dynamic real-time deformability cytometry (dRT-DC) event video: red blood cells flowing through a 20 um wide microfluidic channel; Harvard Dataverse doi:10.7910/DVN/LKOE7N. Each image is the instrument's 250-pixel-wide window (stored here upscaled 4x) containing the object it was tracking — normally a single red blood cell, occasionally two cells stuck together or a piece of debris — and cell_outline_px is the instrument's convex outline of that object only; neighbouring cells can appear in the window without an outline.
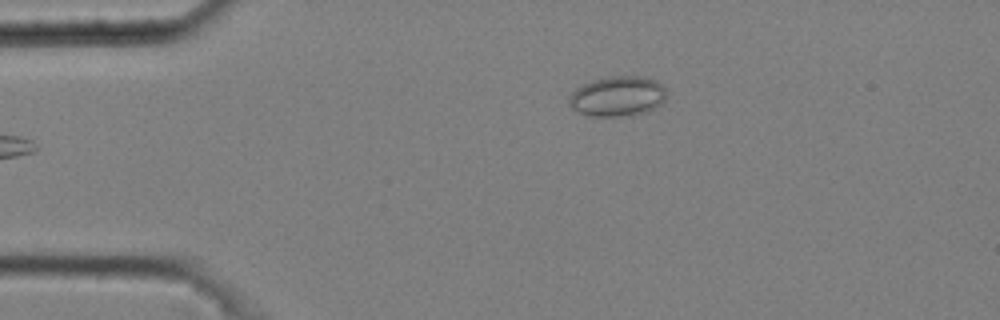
{"species": "common noctule bat (a hibernating species)", "species_latin": "Nyctalus noctula", "temperature_condition": "cold", "stored_images_in_passage": 6, "camera_frame_rate_fps": 3000, "um_per_image_px": 0.085, "animal": {"sex": "male", "body_mass_g": 20.4}, "frame": {"image": 1, "passage_image": 6, "time_ms": 1.667, "image_size_px": [1000, 320], "cell_outline_px": [[668, 92], [664, 100], [660, 104], [648, 112], [632, 116], [588, 116], [572, 108], [568, 104], [568, 96], [576, 88], [592, 80], [608, 76], [644, 76], [656, 80], [664, 84]], "centroid_in_image_um": [52.53, 8.18], "position_along_channel_um": 32.5, "area_um2": 23.29}}